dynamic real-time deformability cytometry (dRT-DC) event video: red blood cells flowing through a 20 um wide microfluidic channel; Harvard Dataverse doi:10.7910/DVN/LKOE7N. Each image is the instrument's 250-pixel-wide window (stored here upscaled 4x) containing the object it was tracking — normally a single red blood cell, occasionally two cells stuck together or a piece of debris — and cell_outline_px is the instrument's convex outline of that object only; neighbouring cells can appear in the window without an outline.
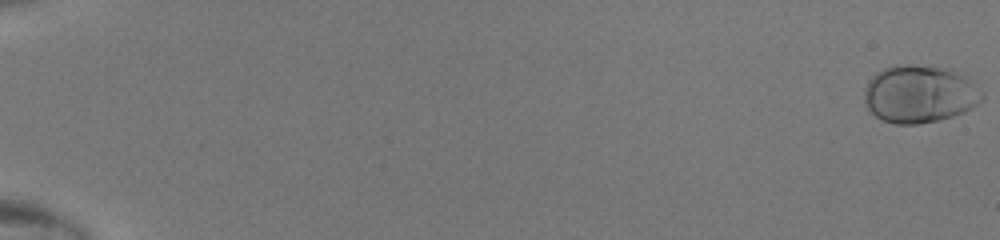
{"species": "human", "species_latin": "Homo sapiens", "temperature_condition": "room temperature", "stored_images_in_passage": 50, "camera_frame_rate_fps": 3000, "um_per_image_px": 0.085, "donor": {"sex": "male"}, "frame": {"image": 1, "passage_image": 1, "time_ms": 0.0, "image_size_px": [1000, 240], "cell_outline_px": [[984, 100], [972, 108], [964, 112], [940, 120], [916, 124], [896, 124], [880, 120], [868, 108], [864, 100], [864, 88], [868, 80], [876, 72], [884, 68], [896, 64], [912, 64], [936, 68], [968, 76], [984, 96]], "centroid_in_image_um": [78.13, 8.01], "position_along_channel_um": 6.9, "area_um2": 39.54}}
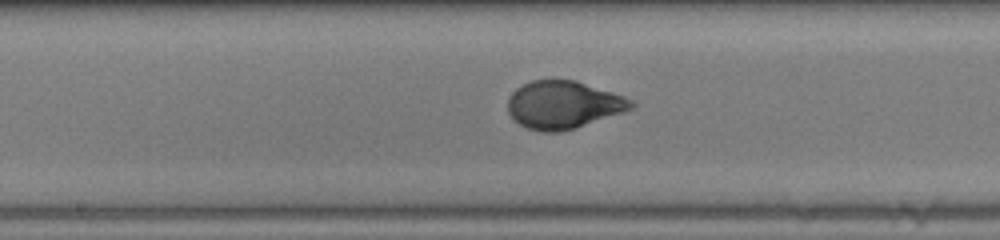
{"frame": {"image": 2, "passage_image": 29, "time_ms": 9.333, "image_size_px": [1000, 240], "cell_outline_px": [[636, 104], [632, 108], [624, 112], [560, 132], [544, 132], [528, 128], [520, 124], [508, 112], [508, 100], [512, 92], [516, 88], [532, 80], [576, 80], [624, 96], [632, 100]], "centroid_in_image_um": [47.89, 8.9], "position_along_channel_um": 200.3, "area_um2": 33.99}}
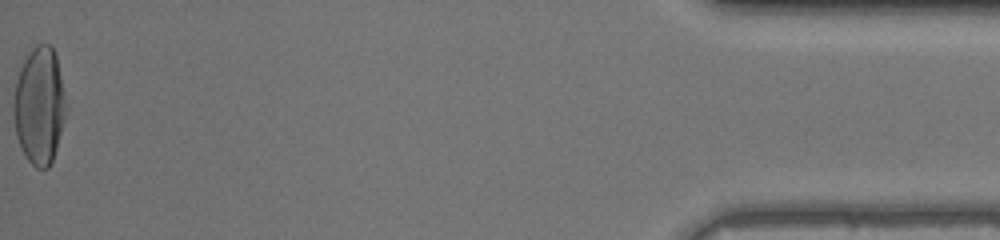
{"frame": {"image": 3, "passage_image": 50, "time_ms": 16.333, "image_size_px": [1000, 240], "cell_outline_px": [[68, 108], [56, 148], [52, 160], [48, 168], [36, 168], [28, 160], [20, 148], [16, 136], [12, 116], [12, 108], [16, 80], [20, 68], [28, 52], [36, 44], [48, 44], [52, 48], [56, 56]], "centroid_in_image_um": [3.33, 8.99], "position_along_channel_um": 431.9, "area_um2": 36.13}}